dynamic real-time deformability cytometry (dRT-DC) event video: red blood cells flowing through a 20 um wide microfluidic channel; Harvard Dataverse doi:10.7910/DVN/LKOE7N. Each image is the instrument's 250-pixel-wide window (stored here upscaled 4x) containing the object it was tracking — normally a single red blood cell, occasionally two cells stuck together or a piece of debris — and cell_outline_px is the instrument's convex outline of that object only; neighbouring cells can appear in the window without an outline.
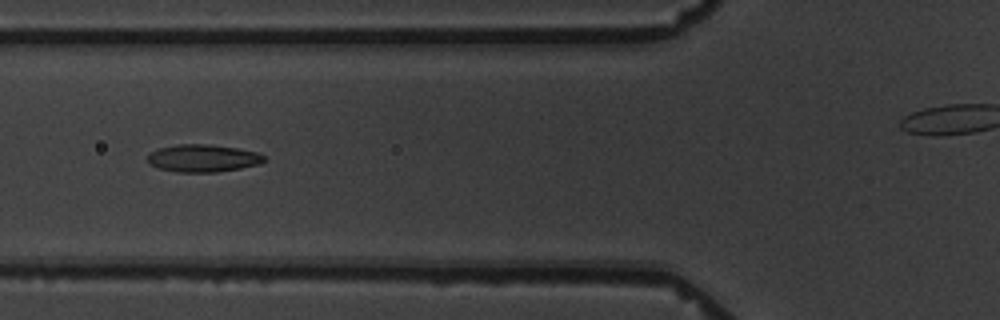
{"species": "common noctule bat (a hibernating species)", "species_latin": "Nyctalus noctula", "temperature_condition": "warm", "stored_images_in_passage": 8, "segment_of_instrument_passage": [1, 2], "camera_frame_rate_fps": 3000, "um_per_image_px": 0.085, "animal": {"sex": "male", "body_mass_g": 19.5, "forearm_length_mm": 54.6}, "frame": {"image": 1, "passage_image": 4, "time_ms": 3.667, "image_size_px": [1000, 320], "cell_outline_px": [[264, 160], [260, 164], [240, 168], [216, 172], [180, 172], [156, 168], [148, 164], [148, 156], [152, 152], [160, 148], [176, 144], [208, 144], [236, 148], [256, 152], [264, 156]], "centroid_in_image_um": [17.22, 13.45], "position_along_channel_um": 108.6, "area_um2": 18.55}}
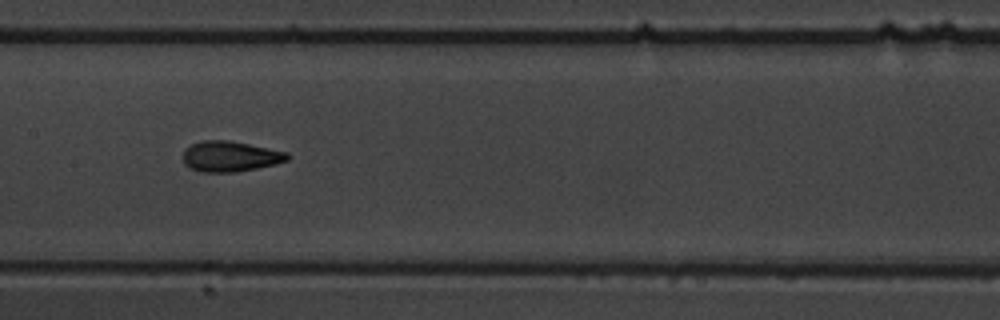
{"frame": {"image": 2, "passage_image": 6, "time_ms": 6.0, "image_size_px": [1000, 320], "cell_outline_px": [[288, 160], [276, 164], [236, 172], [200, 172], [184, 164], [184, 152], [192, 144], [204, 140], [228, 140], [288, 152]], "centroid_in_image_um": [19.58, 13.3], "position_along_channel_um": 187.8, "area_um2": 18.32}}
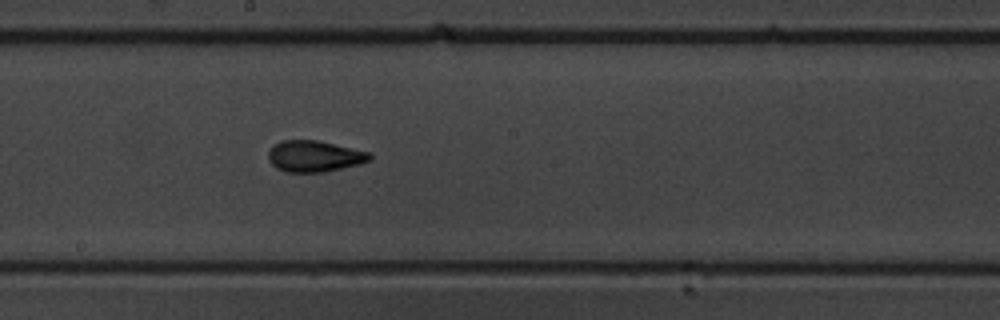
{"frame": {"image": 3, "passage_image": 7, "time_ms": 7.0, "image_size_px": [1000, 320], "cell_outline_px": [[372, 160], [360, 164], [324, 172], [284, 172], [276, 168], [268, 160], [268, 152], [280, 140], [316, 140], [372, 152]], "centroid_in_image_um": [26.75, 13.28], "position_along_channel_um": 221.4, "area_um2": 18.61}}